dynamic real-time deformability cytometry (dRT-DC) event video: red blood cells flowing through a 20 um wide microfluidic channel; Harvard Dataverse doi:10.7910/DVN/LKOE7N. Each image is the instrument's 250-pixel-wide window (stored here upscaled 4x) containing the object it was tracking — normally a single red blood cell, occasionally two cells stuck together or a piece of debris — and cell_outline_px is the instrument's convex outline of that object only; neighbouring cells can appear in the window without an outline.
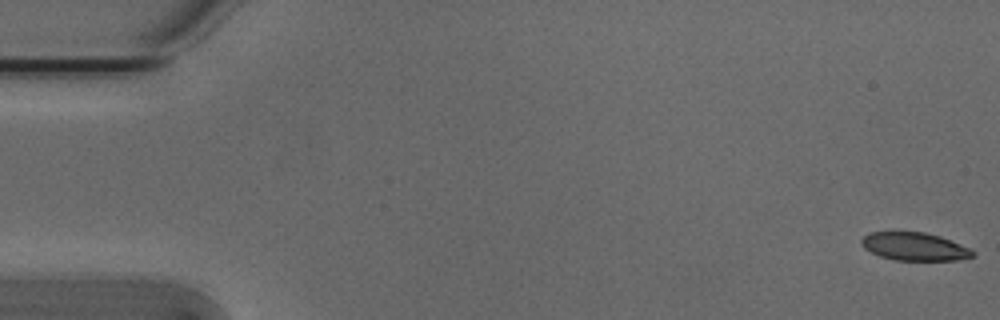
{"species": "Egyptian fruit bat (a non-hibernating species)", "species_latin": "Rousettus aegyptiacus", "temperature_condition": "cold", "stored_images_in_passage": 54, "camera_frame_rate_fps": 3000, "um_per_image_px": 0.085, "animal": {"sex": "male"}, "frame": {"image": 1, "passage_image": 1, "time_ms": 0.0, "image_size_px": [1000, 320], "cell_outline_px": [[976, 252], [972, 256], [956, 260], [896, 260], [880, 256], [864, 248], [860, 240], [864, 236], [872, 232], [924, 232], [940, 236], [968, 248]], "centroid_in_image_um": [77.71, 20.95], "position_along_channel_um": 7.3, "area_um2": 17.86}}
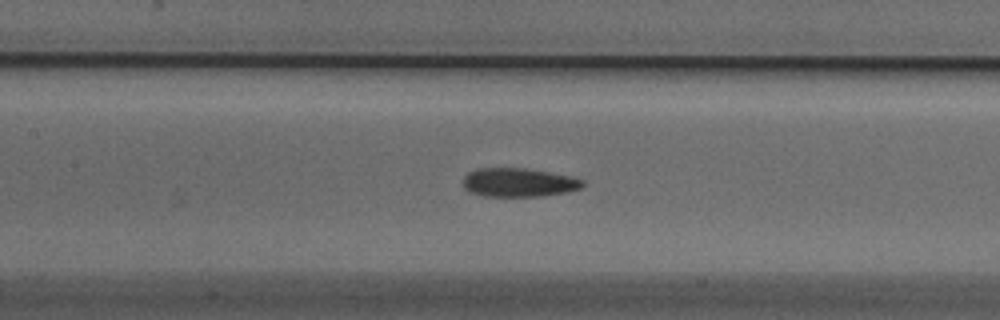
{"frame": {"image": 2, "passage_image": 25, "time_ms": 8.0, "image_size_px": [1000, 320], "cell_outline_px": [[584, 184], [580, 188], [564, 192], [540, 196], [484, 196], [468, 192], [464, 188], [464, 176], [468, 172], [476, 168], [524, 168], [548, 172], [568, 176], [584, 180]], "centroid_in_image_um": [44.03, 15.5], "position_along_channel_um": 163.4, "area_um2": 19.88}}
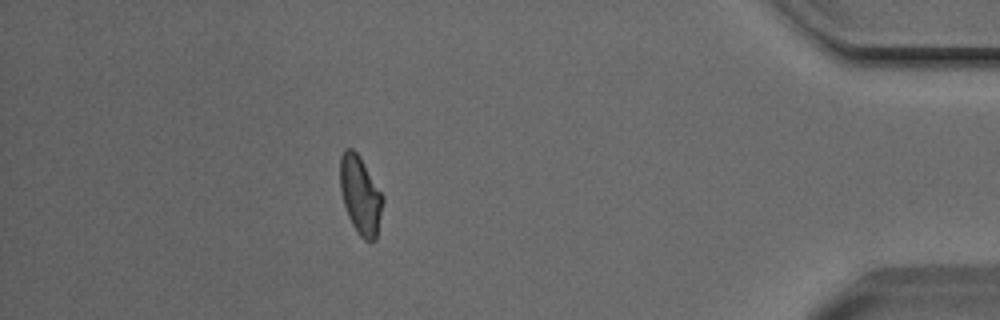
{"frame": {"image": 3, "passage_image": 48, "time_ms": 15.667, "image_size_px": [1000, 320], "cell_outline_px": [[384, 200], [376, 240], [364, 240], [356, 232], [348, 216], [344, 204], [340, 188], [340, 156], [344, 148], [352, 148], [360, 156], [384, 196]], "centroid_in_image_um": [30.64, 16.58], "position_along_channel_um": 404.6, "area_um2": 19.59}, "authors_computed_cell_mechanics": {"area_um2": 19.8832, "velocity_mm_per_s": 3.7957, "shape_relaxation_time_tau1_ms": 3.5519, "shape_relaxation_time_tau2_ms": 2.4597, "deformation_change_tau1": 0.1371, "deformation_change_tau2": 0.0996}}